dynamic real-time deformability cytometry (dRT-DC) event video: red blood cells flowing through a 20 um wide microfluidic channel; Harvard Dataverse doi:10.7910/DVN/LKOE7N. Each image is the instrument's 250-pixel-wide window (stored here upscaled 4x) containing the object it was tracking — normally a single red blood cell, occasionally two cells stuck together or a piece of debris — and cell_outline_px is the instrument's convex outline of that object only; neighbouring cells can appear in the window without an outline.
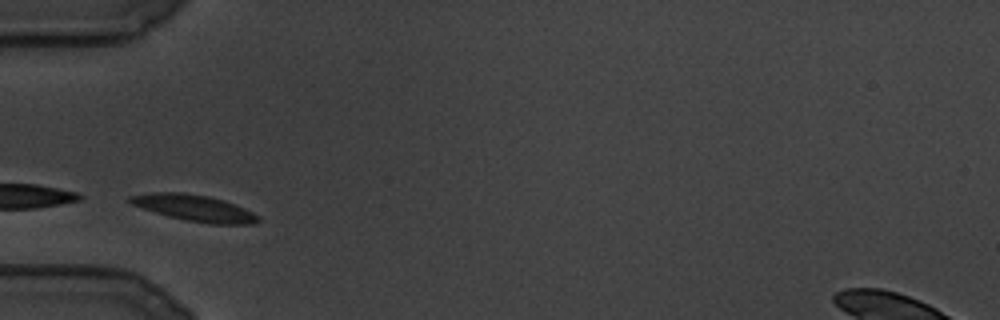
{"species": "common noctule bat (a hibernating species)", "species_latin": "Nyctalus noctula", "temperature_condition": "cold", "stored_images_in_passage": 66, "camera_frame_rate_fps": 3000, "um_per_image_px": 0.085, "animal": {"sex": "male", "body_mass_g": 19.5, "forearm_length_mm": 54.6}, "frame": {"image": 1, "passage_image": 1, "time_ms": 0.0, "image_size_px": [1000, 320], "cell_outline_px": [[260, 220], [256, 224], [212, 224], [184, 220], [168, 216], [132, 204], [124, 200], [128, 196], [152, 192], [184, 192], [208, 196], [224, 200], [244, 208], [260, 216]], "centroid_in_image_um": [16.52, 17.67], "position_along_channel_um": 68.5, "area_um2": 19.77}}